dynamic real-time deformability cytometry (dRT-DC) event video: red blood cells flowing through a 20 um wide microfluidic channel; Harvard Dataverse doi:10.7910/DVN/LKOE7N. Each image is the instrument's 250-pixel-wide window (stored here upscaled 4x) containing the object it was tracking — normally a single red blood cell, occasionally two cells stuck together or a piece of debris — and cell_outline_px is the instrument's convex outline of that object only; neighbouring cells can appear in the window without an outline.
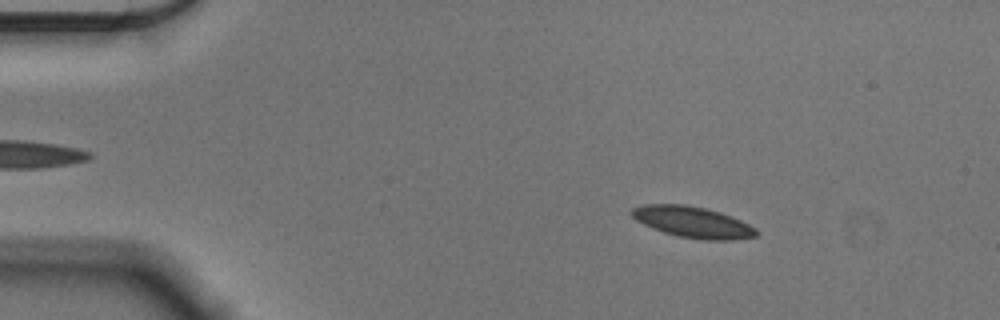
{"species": "Egyptian fruit bat (a non-hibernating species)", "species_latin": "Rousettus aegyptiacus", "temperature_condition": "cold", "stored_images_in_passage": 55, "camera_frame_rate_fps": 3000, "um_per_image_px": 0.085, "animal": {"sex": "male"}, "frame": {"image": 1, "passage_image": 8, "time_ms": 2.333, "image_size_px": [1000, 320], "cell_outline_px": [[760, 232], [756, 236], [732, 240], [704, 240], [680, 236], [664, 232], [652, 228], [636, 220], [628, 212], [632, 208], [644, 204], [684, 204], [704, 208], [720, 212], [732, 216], [756, 228]], "centroid_in_image_um": [58.88, 18.87], "position_along_channel_um": 26.1, "area_um2": 22.6}}
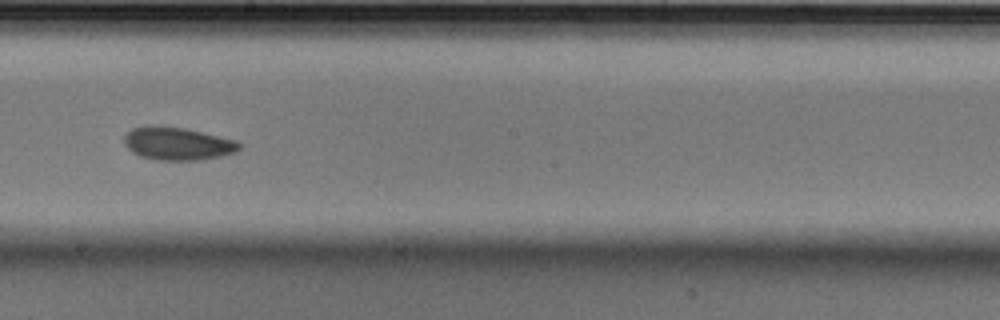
{"frame": {"image": 2, "passage_image": 31, "time_ms": 10.0, "image_size_px": [1000, 320], "cell_outline_px": [[240, 148], [236, 152], [220, 156], [200, 160], [156, 160], [140, 156], [132, 152], [124, 144], [124, 136], [132, 128], [144, 124], [156, 124], [184, 128], [236, 140], [240, 144]], "centroid_in_image_um": [15.04, 12.19], "position_along_channel_um": 233.2, "area_um2": 22.31}}
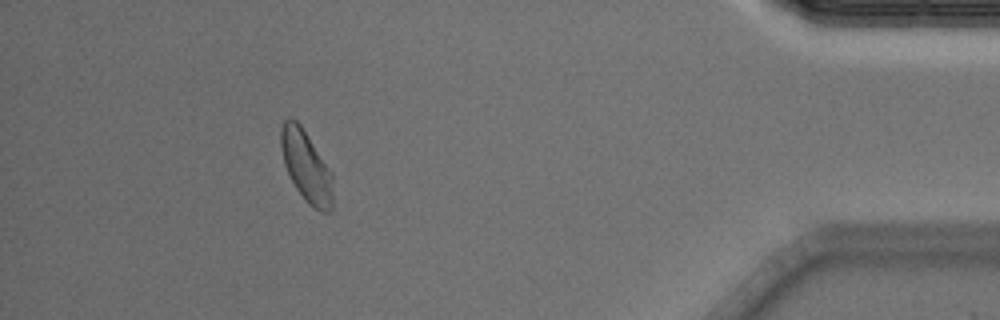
{"frame": {"image": 3, "passage_image": 50, "time_ms": 16.333, "image_size_px": [1000, 320], "cell_outline_px": [[332, 208], [328, 212], [320, 212], [308, 204], [304, 200], [296, 188], [284, 164], [280, 148], [280, 128], [284, 120], [296, 120], [300, 124], [332, 172]], "centroid_in_image_um": [26.02, 14.15], "position_along_channel_um": 409.2, "area_um2": 21.44}, "authors_computed_cell_mechanics": {"area_um2": 21.675, "velocity_mm_per_s": 3.5862, "shape_relaxation_time_tau1_ms": 3.7446, "shape_relaxation_time_tau2_ms": 1.9402, "deformation_change_tau1": 0.0867, "deformation_change_tau2": 0.0529}}